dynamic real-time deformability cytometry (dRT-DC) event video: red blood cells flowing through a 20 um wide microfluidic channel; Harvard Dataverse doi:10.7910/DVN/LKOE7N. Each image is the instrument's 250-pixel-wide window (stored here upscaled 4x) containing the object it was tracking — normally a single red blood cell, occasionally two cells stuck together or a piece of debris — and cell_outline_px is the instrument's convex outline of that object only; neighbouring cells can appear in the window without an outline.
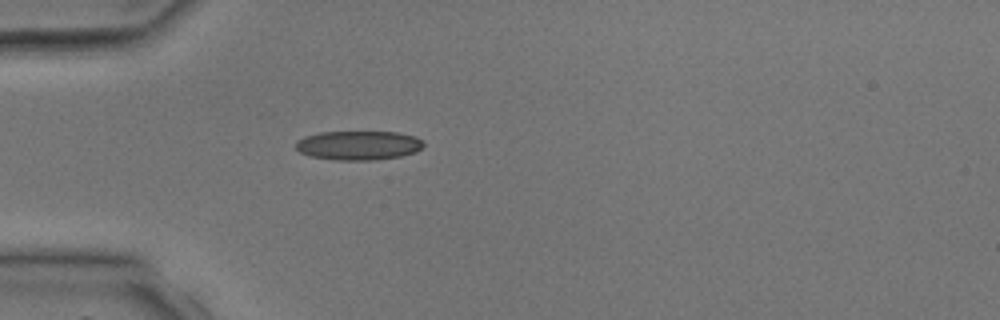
{"species": "common noctule bat (a hibernating species)", "species_latin": "Nyctalus noctula", "temperature_condition": "room temperature", "stored_images_in_passage": 1, "camera_frame_rate_fps": 3000, "um_per_image_px": 0.085, "animal": {"sex": "male", "body_mass_g": 17.9, "forearm_length_mm": 54.2}, "frame": {"image": 1, "passage_image": 1, "time_ms": 0.0, "image_size_px": [1000, 320], "cell_outline_px": [[424, 144], [416, 152], [400, 156], [372, 160], [336, 160], [308, 156], [300, 152], [296, 148], [296, 140], [304, 136], [320, 132], [396, 132], [416, 136]], "centroid_in_image_um": [30.43, 12.35], "position_along_channel_um": 54.6, "area_um2": 21.73}}